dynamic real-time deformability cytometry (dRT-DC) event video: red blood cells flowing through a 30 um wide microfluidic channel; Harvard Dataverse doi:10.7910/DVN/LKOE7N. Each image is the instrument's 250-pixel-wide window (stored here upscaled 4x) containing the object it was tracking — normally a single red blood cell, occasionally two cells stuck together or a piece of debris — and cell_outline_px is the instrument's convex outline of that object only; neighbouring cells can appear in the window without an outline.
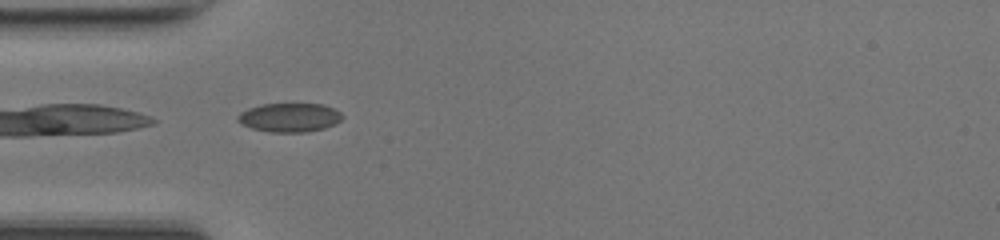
{"species": "common noctule bat (a hibernating species)", "species_latin": "Nyctalus noctula", "temperature_condition": "room temperature", "stored_images_in_passage": 33, "camera_frame_rate_fps": 3000, "um_per_image_px": 0.085, "animal": {"sex": "female", "body_mass_g": 17.0, "forearm_length_mm": 48.0}, "frame": {"image": 1, "passage_image": 1, "time_ms": 0.0, "image_size_px": [1000, 240], "cell_outline_px": [[344, 116], [336, 124], [324, 128], [308, 132], [268, 132], [252, 128], [240, 124], [236, 120], [236, 116], [240, 112], [248, 108], [264, 104], [324, 104], [340, 112]], "centroid_in_image_um": [24.59, 9.99], "position_along_channel_um": 60.4, "area_um2": 17.74}}
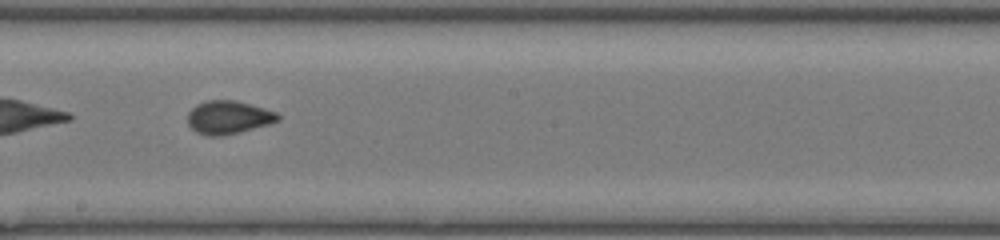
{"frame": {"image": 2, "passage_image": 13, "time_ms": 4.0, "image_size_px": [1000, 240], "cell_outline_px": [[280, 120], [268, 124], [240, 132], [220, 136], [208, 136], [196, 132], [188, 124], [188, 112], [196, 104], [204, 100], [232, 100], [264, 108], [276, 112], [280, 116]], "centroid_in_image_um": [19.39, 9.97], "position_along_channel_um": 228.8, "area_um2": 17.4}}
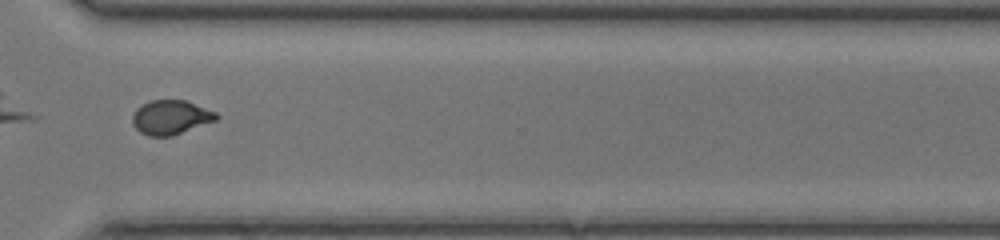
{"frame": {"image": 3, "passage_image": 22, "time_ms": 7.0, "image_size_px": [1000, 240], "cell_outline_px": [[220, 116], [216, 120], [172, 136], [148, 136], [140, 132], [132, 124], [132, 116], [136, 108], [152, 100], [184, 100], [216, 112]], "centroid_in_image_um": [14.5, 9.98], "position_along_channel_um": 356.1, "area_um2": 16.65}, "authors_computed_cell_mechanics": {"area_um2": 17.2822, "velocity_mm_per_s": 4.238, "shape_relaxation_time_tau1_ms": 4.2192, "shape_relaxation_time_tau2_ms": 1.0221, "deformation_change_tau1": 0.1282, "deformation_change_tau2": 0.0507}}